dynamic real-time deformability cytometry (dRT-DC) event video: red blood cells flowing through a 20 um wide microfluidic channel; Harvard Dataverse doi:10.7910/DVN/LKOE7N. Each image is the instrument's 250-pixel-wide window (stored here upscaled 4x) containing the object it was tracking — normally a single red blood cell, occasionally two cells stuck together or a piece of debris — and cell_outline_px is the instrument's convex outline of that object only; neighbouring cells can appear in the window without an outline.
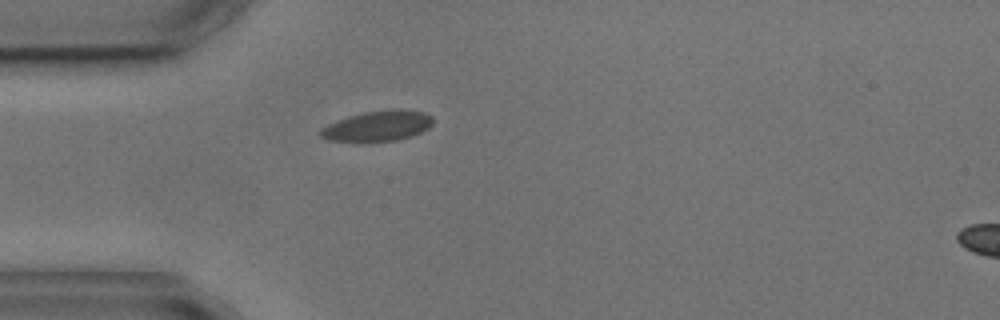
{"species": "common noctule bat (a hibernating species)", "species_latin": "Nyctalus noctula", "temperature_condition": "cold", "stored_images_in_passage": 4, "segment_of_instrument_passage": [1, 2], "camera_frame_rate_fps": 3000, "um_per_image_px": 0.085, "animal": {"sex": "male", "body_mass_g": 17.9, "forearm_length_mm": 54.2}, "frame": {"image": 1, "passage_image": 3, "time_ms": 3.333, "image_size_px": [1000, 320], "cell_outline_px": [[432, 124], [428, 128], [412, 136], [396, 140], [328, 140], [320, 136], [316, 132], [320, 128], [328, 124], [348, 116], [364, 112], [392, 108], [400, 108], [424, 112], [432, 116]], "centroid_in_image_um": [32.11, 10.67], "position_along_channel_um": 52.9, "area_um2": 19.77}}